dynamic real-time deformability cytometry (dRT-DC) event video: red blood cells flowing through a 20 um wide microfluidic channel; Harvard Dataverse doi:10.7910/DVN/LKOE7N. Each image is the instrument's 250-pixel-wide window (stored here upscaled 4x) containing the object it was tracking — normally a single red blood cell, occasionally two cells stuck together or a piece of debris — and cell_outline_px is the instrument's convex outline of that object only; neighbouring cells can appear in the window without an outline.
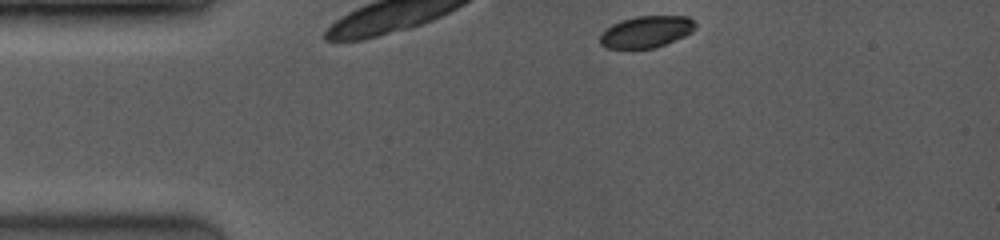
{"species": "common noctule bat (a hibernating species)", "species_latin": "Nyctalus noctula", "temperature_condition": "room temperature", "stored_images_in_passage": 12, "camera_frame_rate_fps": 3500, "um_per_image_px": 0.085, "animal": {"sex": "female", "body_mass_g": 19.0, "forearm_length_mm": 53.3}, "frame": {"image": 1, "passage_image": 1, "time_ms": 0.0, "image_size_px": [1000, 240], "cell_outline_px": [[696, 28], [692, 32], [684, 36], [656, 48], [608, 48], [600, 44], [600, 36], [612, 24], [620, 20], [636, 16], [688, 16], [696, 24]], "centroid_in_image_um": [54.96, 2.69], "position_along_channel_um": 30.0, "area_um2": 17.51}}